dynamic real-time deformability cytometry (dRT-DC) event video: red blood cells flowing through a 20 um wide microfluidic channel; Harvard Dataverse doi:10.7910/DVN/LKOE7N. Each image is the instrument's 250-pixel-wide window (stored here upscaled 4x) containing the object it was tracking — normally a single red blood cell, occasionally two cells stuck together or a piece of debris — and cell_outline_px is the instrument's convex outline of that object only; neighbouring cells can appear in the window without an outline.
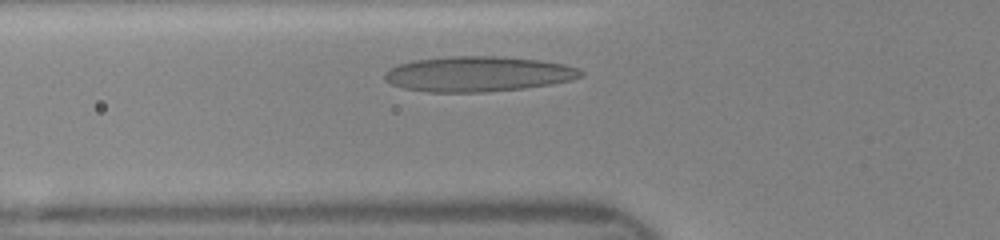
{"species": "human", "species_latin": "Homo sapiens", "temperature_condition": "room temperature", "stored_images_in_passage": 35, "camera_frame_rate_fps": 3000, "um_per_image_px": 0.085, "donor": {"sex": "female"}, "frame": {"image": 1, "passage_image": 5, "time_ms": 1.333, "image_size_px": [1000, 240], "cell_outline_px": [[584, 72], [580, 76], [568, 80], [552, 84], [524, 88], [484, 92], [428, 92], [404, 88], [392, 84], [384, 80], [384, 72], [388, 68], [412, 60], [448, 56], [496, 56], [540, 60], [564, 64], [580, 68]], "centroid_in_image_um": [40.6, 6.28], "position_along_channel_um": 85.2, "area_um2": 40.34}}
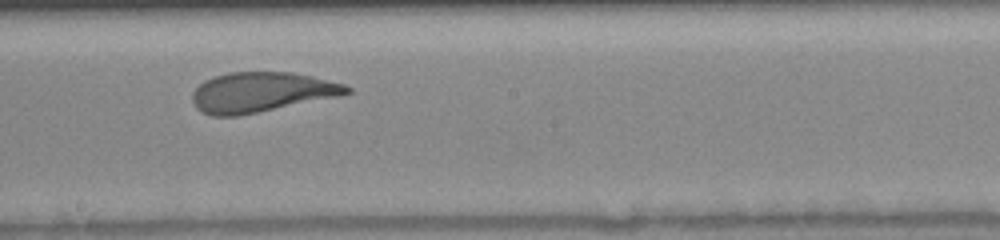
{"frame": {"image": 2, "passage_image": 15, "time_ms": 4.667, "image_size_px": [1000, 240], "cell_outline_px": [[352, 92], [340, 96], [236, 116], [212, 116], [196, 108], [192, 100], [192, 92], [204, 80], [228, 72], [292, 72], [312, 76], [344, 84], [352, 88]], "centroid_in_image_um": [22.22, 7.83], "position_along_channel_um": 226.0, "area_um2": 35.78}}
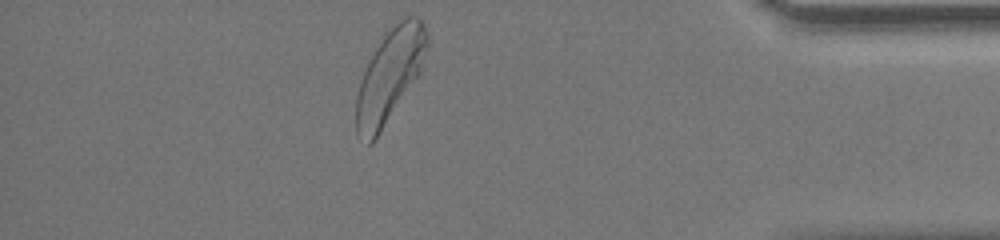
{"frame": {"image": 3, "passage_image": 30, "time_ms": 9.667, "image_size_px": [1000, 240], "cell_outline_px": [[428, 48], [420, 72], [376, 140], [372, 144], [368, 144], [356, 136], [356, 96], [360, 80], [380, 36], [396, 20], [404, 16], [416, 16], [424, 24], [428, 32]], "centroid_in_image_um": [33.12, 6.4], "position_along_channel_um": 402.1, "area_um2": 39.02}}